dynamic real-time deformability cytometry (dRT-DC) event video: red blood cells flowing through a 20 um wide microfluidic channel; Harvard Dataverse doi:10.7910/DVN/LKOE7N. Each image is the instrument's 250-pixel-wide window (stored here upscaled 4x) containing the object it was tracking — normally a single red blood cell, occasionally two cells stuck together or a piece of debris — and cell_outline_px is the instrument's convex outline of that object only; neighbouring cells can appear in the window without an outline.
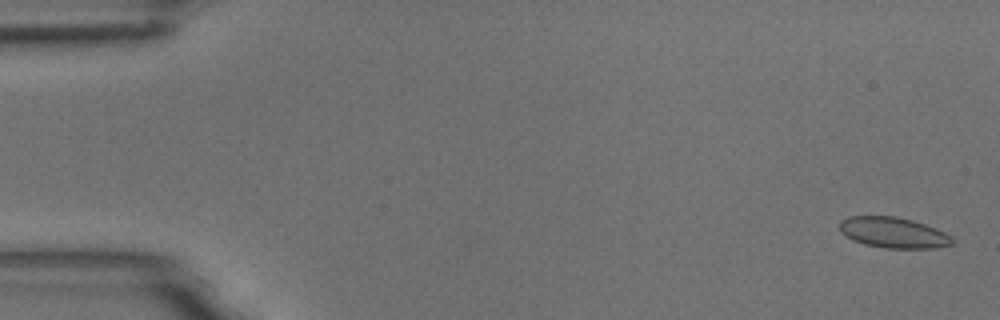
{"species": "common noctule bat (a hibernating species)", "species_latin": "Nyctalus noctula", "temperature_condition": "room temperature", "stored_images_in_passage": 56, "camera_frame_rate_fps": 3000, "um_per_image_px": 0.085, "animal": {"sex": "male", "body_mass_g": 18.8}, "frame": {"image": 1, "passage_image": 2, "time_ms": 0.333, "image_size_px": [1000, 320], "cell_outline_px": [[956, 244], [936, 248], [884, 248], [864, 244], [852, 240], [844, 236], [840, 232], [840, 220], [848, 216], [896, 216], [912, 220], [936, 228], [952, 236], [956, 240]], "centroid_in_image_um": [75.96, 19.78], "position_along_channel_um": 9.0, "area_um2": 20.52}}
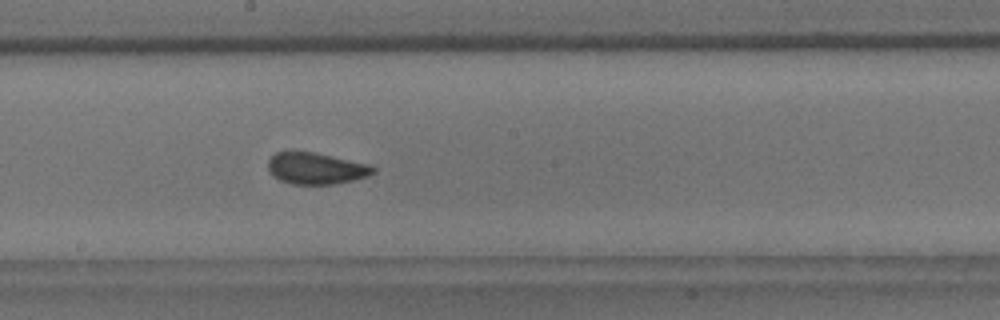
{"frame": {"image": 2, "passage_image": 31, "time_ms": 10.0, "image_size_px": [1000, 320], "cell_outline_px": [[376, 172], [368, 176], [352, 180], [332, 184], [292, 184], [280, 180], [272, 176], [268, 172], [268, 160], [276, 152], [288, 148], [292, 148], [316, 152], [368, 164], [376, 168]], "centroid_in_image_um": [26.79, 14.27], "position_along_channel_um": 221.4, "area_um2": 19.94}}
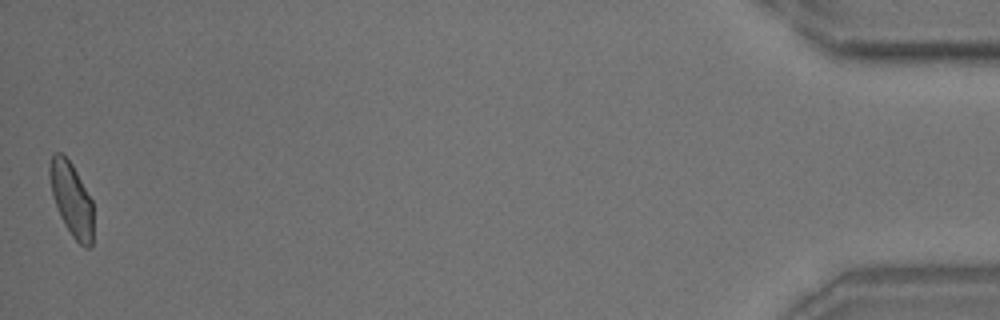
{"frame": {"image": 3, "passage_image": 56, "time_ms": 18.333, "image_size_px": [1000, 320], "cell_outline_px": [[92, 244], [88, 248], [84, 248], [72, 236], [64, 224], [60, 216], [52, 192], [48, 172], [48, 168], [52, 156], [56, 152], [60, 152], [72, 164], [92, 200]], "centroid_in_image_um": [6.07, 16.94], "position_along_channel_um": 429.1, "area_um2": 18.44}, "authors_computed_cell_mechanics": {"area_um2": 19.8832, "velocity_mm_per_s": 3.6149, "shape_relaxation_time_tau1_ms": 4.2374, "shape_relaxation_time_tau2_ms": 0.6598, "deformation_change_tau1": 0.0955, "deformation_change_tau2": 0.0571}}